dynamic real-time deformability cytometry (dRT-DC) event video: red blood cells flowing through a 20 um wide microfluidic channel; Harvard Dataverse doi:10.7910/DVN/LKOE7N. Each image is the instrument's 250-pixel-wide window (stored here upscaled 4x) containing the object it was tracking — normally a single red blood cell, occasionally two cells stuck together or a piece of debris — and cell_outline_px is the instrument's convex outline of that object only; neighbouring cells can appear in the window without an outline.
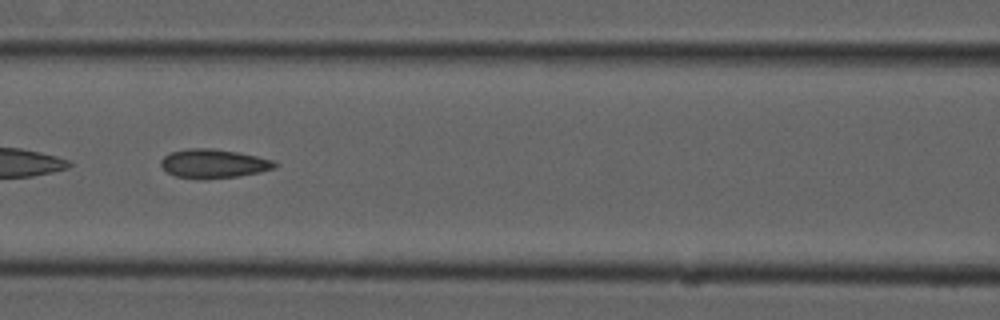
{"species": "common noctule bat (a hibernating species)", "species_latin": "Nyctalus noctula", "temperature_condition": "cold", "stored_images_in_passage": 45, "camera_frame_rate_fps": 3000, "um_per_image_px": 0.085, "animal": {"sex": "male", "forearm_length_mm": 52.5}, "frame": {"image": 1, "passage_image": 14, "time_ms": 4.333, "image_size_px": [1000, 320], "cell_outline_px": [[280, 164], [276, 168], [260, 172], [236, 176], [200, 180], [176, 176], [168, 172], [160, 164], [160, 160], [164, 156], [172, 152], [188, 148], [212, 148], [236, 152], [256, 156], [272, 160]], "centroid_in_image_um": [18.16, 13.91], "position_along_channel_um": 148.4, "area_um2": 19.19}, "authors_computed_cell_mechanics": {"area_um2": 18.3804, "velocity_mm_per_s": 3.7669, "shape_relaxation_time_tau1_ms": null, "shape_relaxation_time_tau2_ms": 2.0037, "deformation_change_tau1": null, "deformation_change_tau2": 0.0842}}